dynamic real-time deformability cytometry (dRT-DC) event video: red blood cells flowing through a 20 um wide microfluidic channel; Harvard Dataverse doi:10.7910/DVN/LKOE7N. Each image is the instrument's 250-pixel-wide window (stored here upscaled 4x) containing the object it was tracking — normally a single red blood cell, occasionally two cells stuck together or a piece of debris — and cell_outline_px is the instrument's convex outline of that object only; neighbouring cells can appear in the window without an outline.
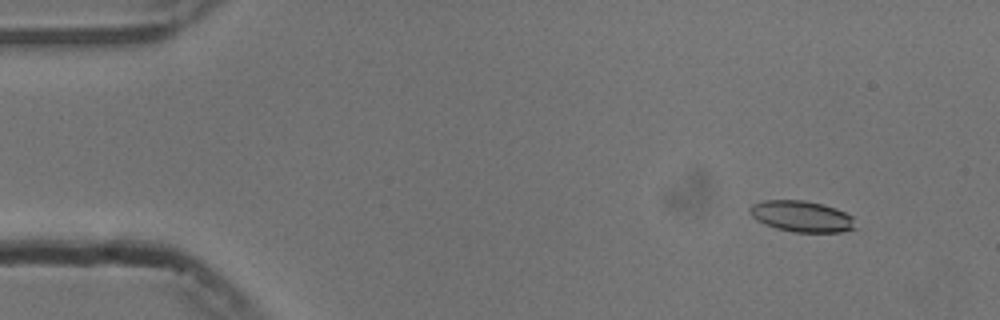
{"species": "common noctule bat (a hibernating species)", "species_latin": "Nyctalus noctula", "temperature_condition": "cold", "stored_images_in_passage": 13, "camera_frame_rate_fps": 3000, "um_per_image_px": 0.085, "animal": {"sex": "male", "body_mass_g": 13.3}, "frame": {"image": 1, "passage_image": 6, "time_ms": 1.667, "image_size_px": [1000, 320], "cell_outline_px": [[860, 228], [840, 232], [792, 232], [776, 228], [764, 224], [756, 220], [748, 212], [748, 208], [752, 204], [764, 200], [804, 200], [824, 204], [836, 208], [852, 216]], "centroid_in_image_um": [68.16, 18.39], "position_along_channel_um": 16.8, "area_um2": 19.54}}